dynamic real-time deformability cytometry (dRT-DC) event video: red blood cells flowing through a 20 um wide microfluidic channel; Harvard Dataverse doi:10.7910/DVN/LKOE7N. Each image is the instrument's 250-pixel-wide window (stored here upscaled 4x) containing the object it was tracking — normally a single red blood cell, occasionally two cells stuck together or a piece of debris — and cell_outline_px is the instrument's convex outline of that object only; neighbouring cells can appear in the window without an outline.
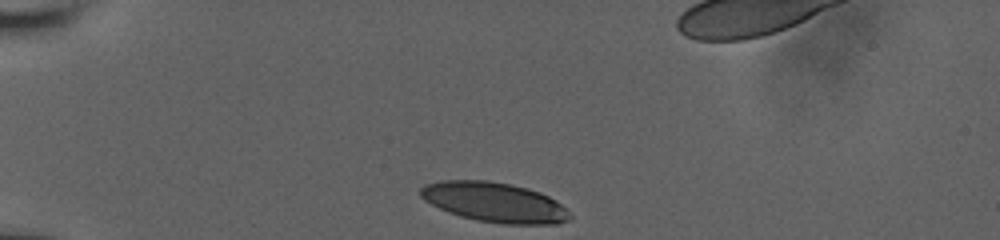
{"species": "human", "species_latin": "Homo sapiens", "temperature_condition": "room temperature", "stored_images_in_passage": 31, "camera_frame_rate_fps": 3000, "um_per_image_px": 0.085, "donor": {"sex": "male"}, "frame": {"image": 1, "passage_image": 1, "time_ms": 0.0, "image_size_px": [1000, 240], "cell_outline_px": [[572, 216], [568, 220], [556, 224], [504, 224], [476, 220], [460, 216], [448, 212], [424, 200], [416, 192], [424, 184], [444, 180], [488, 180], [512, 184], [528, 188], [540, 192], [556, 200]], "centroid_in_image_um": [42.0, 17.18], "position_along_channel_um": 43.0, "area_um2": 34.8}}
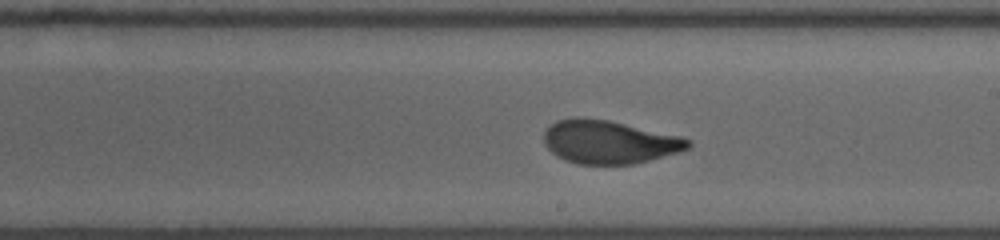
{"frame": {"image": 2, "passage_image": 19, "time_ms": 6.333, "image_size_px": [1000, 240], "cell_outline_px": [[692, 144], [688, 148], [680, 152], [632, 164], [576, 164], [564, 160], [556, 156], [544, 144], [544, 132], [556, 120], [572, 116], [576, 116], [608, 120], [680, 136], [692, 140]], "centroid_in_image_um": [51.75, 12.06], "position_along_channel_um": 237.2, "area_um2": 36.47}}
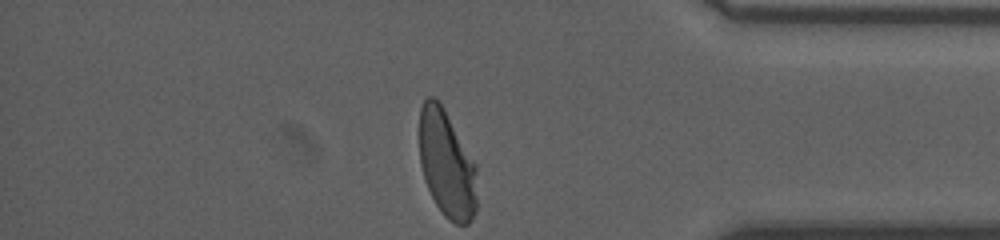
{"frame": {"image": 3, "passage_image": 31, "time_ms": 11.0, "image_size_px": [1000, 240], "cell_outline_px": [[476, 208], [472, 220], [468, 224], [456, 224], [448, 220], [444, 216], [436, 204], [424, 180], [420, 164], [420, 108], [424, 100], [428, 96], [432, 96], [440, 104], [476, 164]], "centroid_in_image_um": [37.97, 13.99], "position_along_channel_um": 397.2, "area_um2": 35.66}, "authors_computed_cell_mechanics": {"area_um2": 36.4718, "velocity_mm_per_s": 3.8462, "shape_relaxation_time_tau1_ms": 5.0379, "shape_relaxation_time_tau2_ms": 0.8358, "deformation_change_tau1": 0.1834, "deformation_change_tau2": 0.0698}}